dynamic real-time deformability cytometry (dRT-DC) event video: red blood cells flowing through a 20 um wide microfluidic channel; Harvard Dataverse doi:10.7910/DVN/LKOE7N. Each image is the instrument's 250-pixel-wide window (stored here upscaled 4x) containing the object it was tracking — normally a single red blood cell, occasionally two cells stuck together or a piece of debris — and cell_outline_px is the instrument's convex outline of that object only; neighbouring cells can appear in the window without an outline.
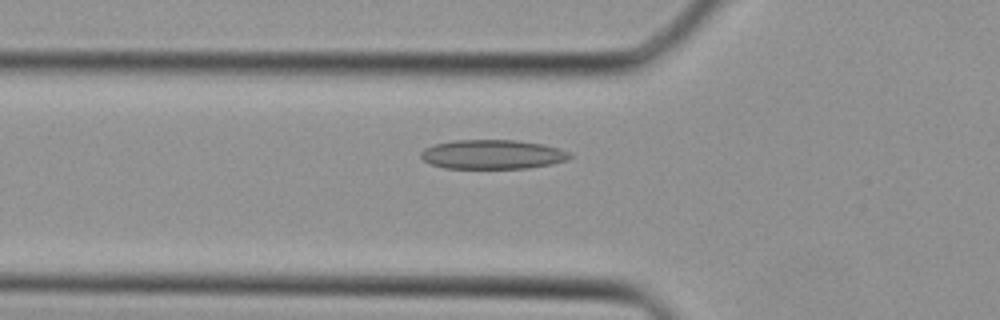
{"species": "Egyptian fruit bat (a non-hibernating species)", "species_latin": "Rousettus aegyptiacus", "temperature_condition": "cold", "stored_images_in_passage": 39, "camera_frame_rate_fps": 3000, "um_per_image_px": 0.085, "animal": {"sex": "female"}, "frame": {"image": 1, "passage_image": 14, "time_ms": 4.333, "image_size_px": [1000, 320], "cell_outline_px": [[572, 156], [568, 160], [552, 164], [528, 168], [444, 168], [428, 164], [420, 156], [420, 152], [424, 148], [432, 144], [456, 140], [516, 140], [544, 144], [560, 148], [572, 152]], "centroid_in_image_um": [41.87, 13.12], "position_along_channel_um": 83.9, "area_um2": 25.78}}
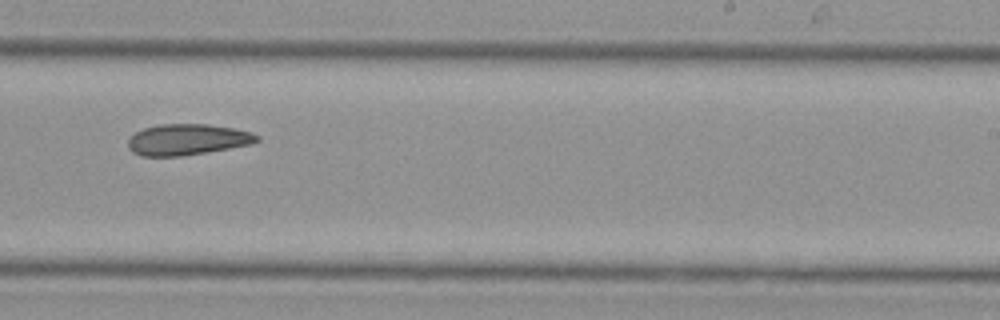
{"frame": {"image": 2, "passage_image": 25, "time_ms": 8.0, "image_size_px": [1000, 320], "cell_outline_px": [[260, 140], [252, 144], [180, 156], [140, 156], [132, 152], [128, 148], [128, 140], [136, 132], [144, 128], [160, 124], [208, 124], [236, 128], [252, 132], [260, 136]], "centroid_in_image_um": [15.94, 11.85], "position_along_channel_um": 273.1, "area_um2": 23.35}}
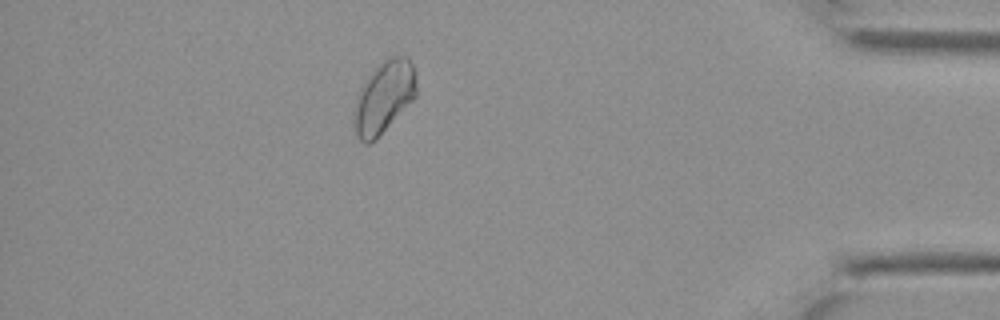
{"frame": {"image": 3, "passage_image": 35, "time_ms": 11.333, "image_size_px": [1000, 320], "cell_outline_px": [[416, 96], [368, 144], [364, 144], [356, 136], [352, 116], [356, 96], [360, 88], [368, 76], [388, 56], [408, 56], [416, 72]], "centroid_in_image_um": [32.61, 8.21], "position_along_channel_um": 402.6, "area_um2": 25.72}}